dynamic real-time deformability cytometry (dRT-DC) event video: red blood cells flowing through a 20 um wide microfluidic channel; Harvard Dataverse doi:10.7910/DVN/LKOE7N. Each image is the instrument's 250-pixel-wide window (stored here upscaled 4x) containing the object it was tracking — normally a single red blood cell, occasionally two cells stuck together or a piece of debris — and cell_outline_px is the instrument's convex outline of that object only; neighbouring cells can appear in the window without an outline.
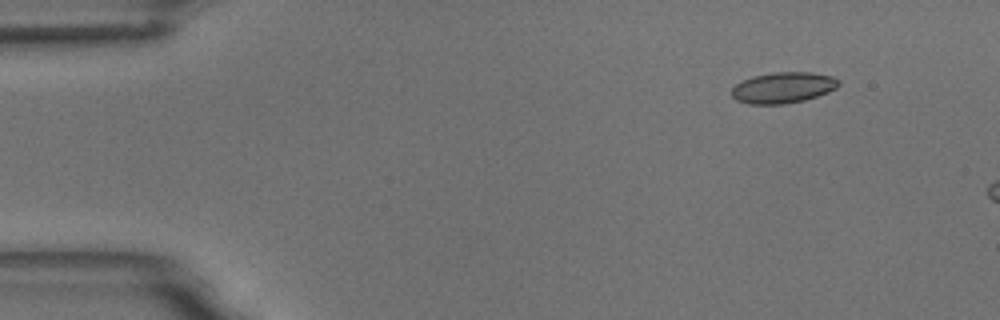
{"species": "common noctule bat (a hibernating species)", "species_latin": "Nyctalus noctula", "temperature_condition": "room temperature", "stored_images_in_passage": 3, "camera_frame_rate_fps": 3000, "um_per_image_px": 0.085, "animal": {"sex": "male", "body_mass_g": 18.8}, "frame": {"image": 1, "passage_image": 1, "time_ms": 0.0, "image_size_px": [1000, 320], "cell_outline_px": [[840, 84], [836, 88], [828, 92], [804, 100], [784, 104], [748, 104], [736, 100], [732, 96], [732, 88], [736, 84], [752, 76], [772, 72], [812, 72], [832, 76], [840, 80]], "centroid_in_image_um": [66.57, 7.44], "position_along_channel_um": 18.4, "area_um2": 19.36}}